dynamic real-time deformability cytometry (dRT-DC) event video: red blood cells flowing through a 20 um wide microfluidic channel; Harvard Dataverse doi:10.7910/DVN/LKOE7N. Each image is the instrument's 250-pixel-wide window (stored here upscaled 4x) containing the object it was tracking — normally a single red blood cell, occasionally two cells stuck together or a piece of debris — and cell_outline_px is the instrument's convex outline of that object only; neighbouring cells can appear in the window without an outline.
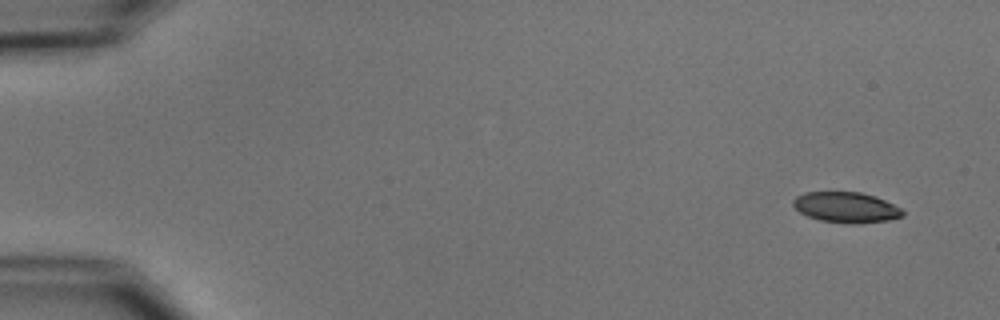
{"species": "common noctule bat (a hibernating species)", "species_latin": "Nyctalus noctula", "temperature_condition": "cold", "stored_images_in_passage": 6, "camera_frame_rate_fps": 3000, "um_per_image_px": 0.085, "animal": {"sex": "male", "body_mass_g": 15.6}, "frame": {"image": 1, "passage_image": 1, "time_ms": 0.0, "image_size_px": [1000, 320], "cell_outline_px": [[904, 216], [888, 220], [852, 224], [820, 220], [808, 216], [800, 212], [792, 204], [792, 200], [796, 196], [804, 192], [860, 192], [876, 196], [900, 208], [904, 212]], "centroid_in_image_um": [71.9, 17.62], "position_along_channel_um": 13.1, "area_um2": 19.42}}
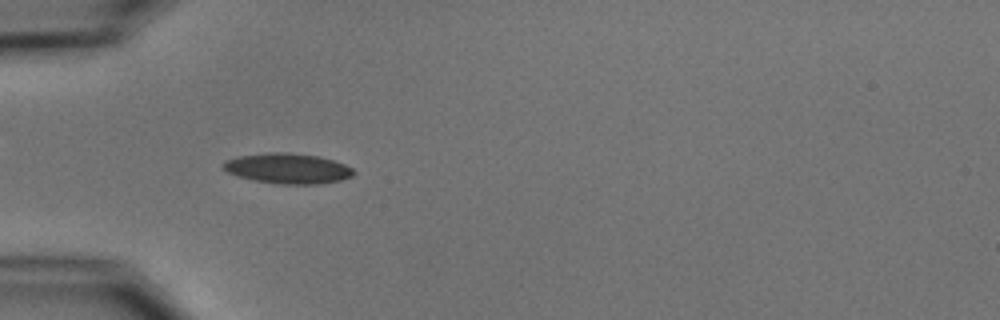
{"frame": {"image": 2, "passage_image": 5, "time_ms": 4.667, "image_size_px": [1000, 320], "cell_outline_px": [[356, 172], [352, 176], [340, 180], [320, 184], [276, 184], [252, 180], [236, 176], [220, 168], [220, 164], [224, 160], [240, 156], [272, 152], [284, 152], [316, 156], [332, 160], [344, 164], [352, 168]], "centroid_in_image_um": [24.4, 14.33], "position_along_channel_um": 60.6, "area_um2": 23.12}}